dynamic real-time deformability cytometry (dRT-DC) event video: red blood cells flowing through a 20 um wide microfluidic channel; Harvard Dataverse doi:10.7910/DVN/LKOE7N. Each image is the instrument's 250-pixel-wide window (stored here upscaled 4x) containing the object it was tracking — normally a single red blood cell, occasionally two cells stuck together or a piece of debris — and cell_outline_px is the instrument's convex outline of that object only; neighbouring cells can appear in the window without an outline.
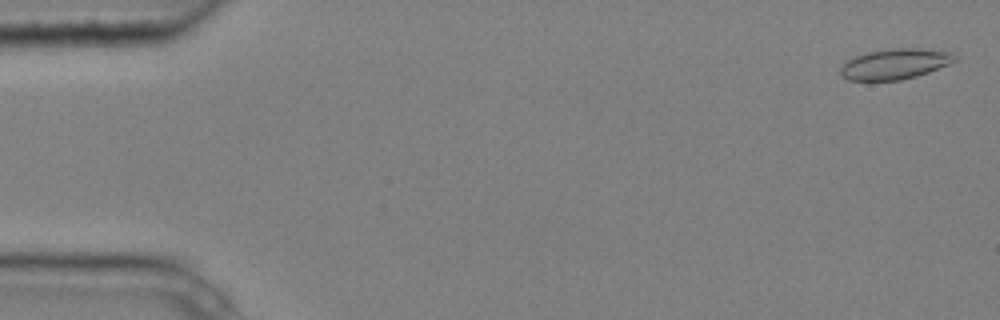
{"species": "common noctule bat (a hibernating species)", "species_latin": "Nyctalus noctula", "temperature_condition": "cold", "stored_images_in_passage": 5, "camera_frame_rate_fps": 3000, "um_per_image_px": 0.085, "animal": {"sex": "male", "body_mass_g": 20.4}, "frame": {"image": 1, "passage_image": 1, "time_ms": 0.0, "image_size_px": [1000, 320], "cell_outline_px": [[956, 60], [948, 64], [928, 72], [916, 76], [900, 80], [848, 80], [840, 76], [840, 68], [844, 60], [868, 52], [892, 48], [920, 48], [952, 52], [956, 56]], "centroid_in_image_um": [76.03, 5.43], "position_along_channel_um": 9.0, "area_um2": 20.35}}
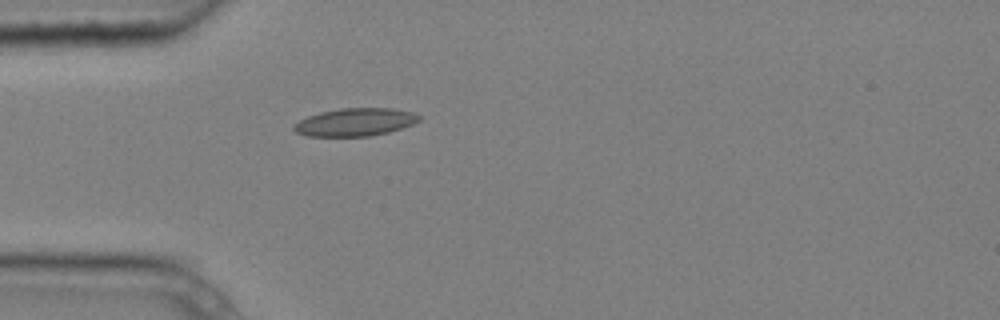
{"frame": {"image": 2, "passage_image": 5, "time_ms": 1.333, "image_size_px": [1000, 320], "cell_outline_px": [[420, 120], [412, 124], [388, 132], [368, 136], [308, 136], [296, 132], [292, 128], [300, 120], [308, 116], [320, 112], [340, 108], [392, 108], [412, 112], [420, 116]], "centroid_in_image_um": [30.18, 10.37], "position_along_channel_um": 54.8, "area_um2": 20.11}}